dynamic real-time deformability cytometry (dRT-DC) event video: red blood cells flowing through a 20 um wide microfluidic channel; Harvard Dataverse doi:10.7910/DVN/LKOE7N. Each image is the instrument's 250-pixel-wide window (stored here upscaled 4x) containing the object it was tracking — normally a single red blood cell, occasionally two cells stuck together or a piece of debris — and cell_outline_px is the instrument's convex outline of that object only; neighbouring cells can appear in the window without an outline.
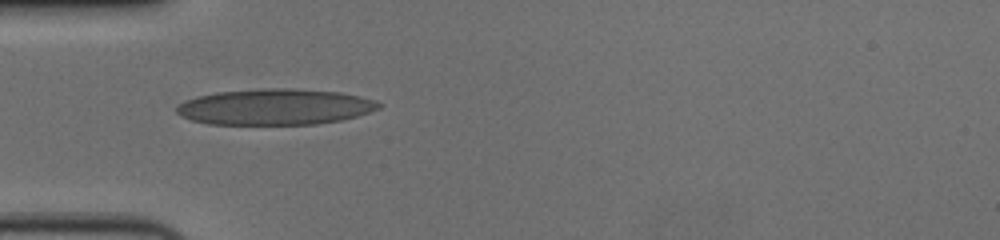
{"species": "human", "species_latin": "Homo sapiens", "temperature_condition": "cold", "stored_images_in_passage": 37, "camera_frame_rate_fps": 3000, "um_per_image_px": 0.085, "donor": {"sex": "female"}, "frame": {"image": 1, "passage_image": 1, "time_ms": 0.0, "image_size_px": [1000, 240], "cell_outline_px": [[380, 108], [356, 116], [340, 120], [316, 124], [208, 124], [192, 120], [180, 116], [176, 112], [176, 104], [184, 100], [196, 96], [216, 92], [264, 88], [296, 88], [340, 92], [360, 96], [376, 100], [380, 104]], "centroid_in_image_um": [23.33, 9.07], "position_along_channel_um": 61.7, "area_um2": 42.6}}
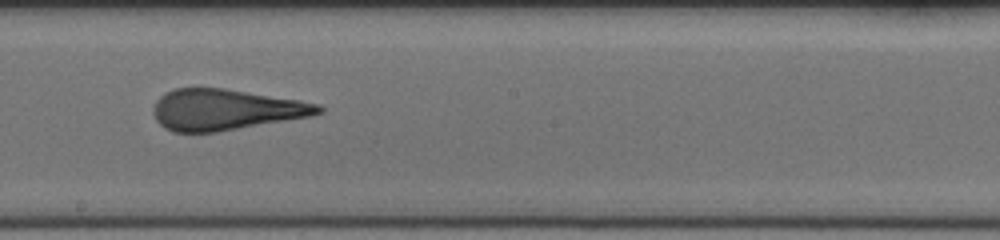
{"frame": {"image": 2, "passage_image": 15, "time_ms": 4.667, "image_size_px": [1000, 240], "cell_outline_px": [[324, 112], [312, 116], [216, 132], [172, 132], [164, 128], [156, 120], [152, 112], [152, 108], [156, 100], [164, 92], [176, 88], [224, 88], [300, 100], [320, 104], [324, 108]], "centroid_in_image_um": [19.16, 9.32], "position_along_channel_um": 229.0, "area_um2": 39.59}}
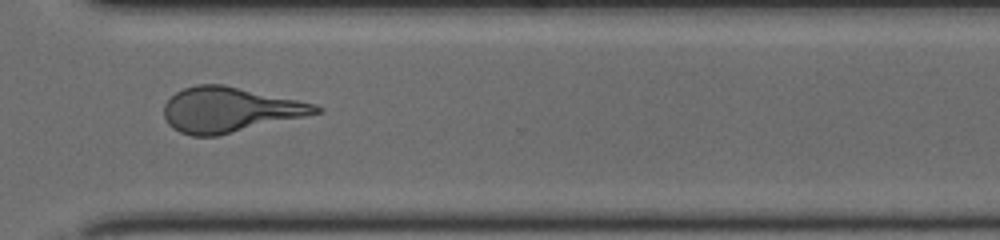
{"frame": {"image": 3, "passage_image": 25, "time_ms": 8.0, "image_size_px": [1000, 240], "cell_outline_px": [[324, 108], [320, 112], [304, 116], [216, 136], [192, 136], [180, 132], [172, 128], [168, 124], [164, 116], [164, 104], [176, 92], [184, 88], [196, 84], [224, 84], [316, 104]], "centroid_in_image_um": [19.48, 9.32], "position_along_channel_um": 351.1, "area_um2": 39.54}, "authors_computed_cell_mechanics": {"area_um2": 39.5352, "velocity_mm_per_s": 3.6559, "shape_relaxation_time_tau1_ms": 8.8665, "shape_relaxation_time_tau2_ms": 1.1108, "deformation_change_tau1": 0.2511, "deformation_change_tau2": 0.0978}}